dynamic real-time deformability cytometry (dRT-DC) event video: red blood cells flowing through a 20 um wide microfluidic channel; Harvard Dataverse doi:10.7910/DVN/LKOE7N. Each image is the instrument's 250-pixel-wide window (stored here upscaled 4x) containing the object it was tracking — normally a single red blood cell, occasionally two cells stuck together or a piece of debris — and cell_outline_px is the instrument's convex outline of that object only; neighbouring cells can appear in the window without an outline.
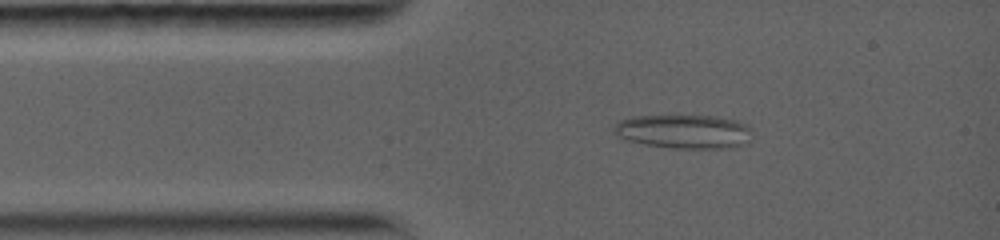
{"species": "common noctule bat (a hibernating species)", "species_latin": "Nyctalus noctula", "temperature_condition": "warm", "stored_images_in_passage": 8, "camera_frame_rate_fps": 5000, "um_per_image_px": 0.085, "animal": {"sex": "female", "body_mass_g": 19.0, "forearm_length_mm": 56.7}, "frame": {"image": 1, "passage_image": 2, "time_ms": 0.8, "image_size_px": [1000, 240], "cell_outline_px": [[752, 128], [748, 144], [732, 148], [672, 148], [644, 144], [628, 140], [612, 132], [616, 124], [620, 120], [632, 116], [672, 112], [716, 116], [736, 120]], "centroid_in_image_um": [58.14, 11.12], "position_along_channel_um": 26.9, "area_um2": 28.61}}
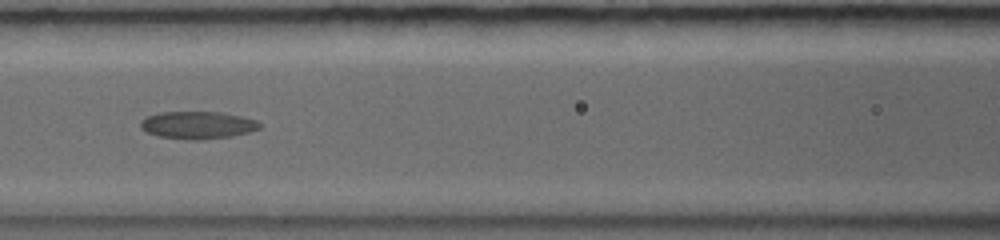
{"frame": {"image": 2, "passage_image": 6, "time_ms": 4.6, "image_size_px": [1000, 240], "cell_outline_px": [[260, 128], [248, 132], [232, 136], [200, 140], [188, 140], [156, 136], [140, 128], [140, 120], [148, 116], [160, 112], [220, 112], [240, 116], [256, 120], [260, 124]], "centroid_in_image_um": [16.76, 10.64], "position_along_channel_um": 149.8, "area_um2": 19.07}}
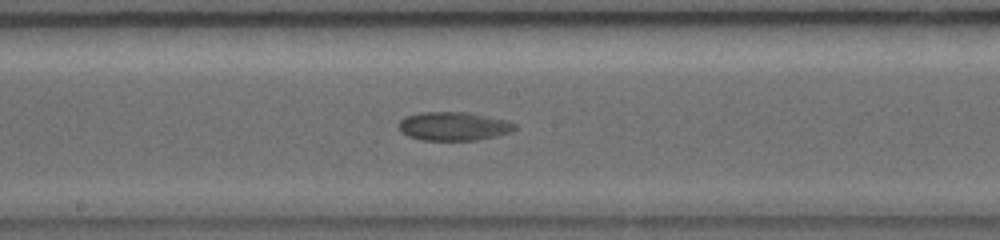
{"frame": {"image": 3, "passage_image": 8, "time_ms": 6.2, "image_size_px": [1000, 240], "cell_outline_px": [[516, 128], [512, 132], [496, 136], [476, 140], [424, 140], [408, 136], [400, 132], [400, 120], [404, 116], [420, 112], [468, 112], [508, 120], [516, 124]], "centroid_in_image_um": [38.58, 10.72], "position_along_channel_um": 209.6, "area_um2": 19.48}}